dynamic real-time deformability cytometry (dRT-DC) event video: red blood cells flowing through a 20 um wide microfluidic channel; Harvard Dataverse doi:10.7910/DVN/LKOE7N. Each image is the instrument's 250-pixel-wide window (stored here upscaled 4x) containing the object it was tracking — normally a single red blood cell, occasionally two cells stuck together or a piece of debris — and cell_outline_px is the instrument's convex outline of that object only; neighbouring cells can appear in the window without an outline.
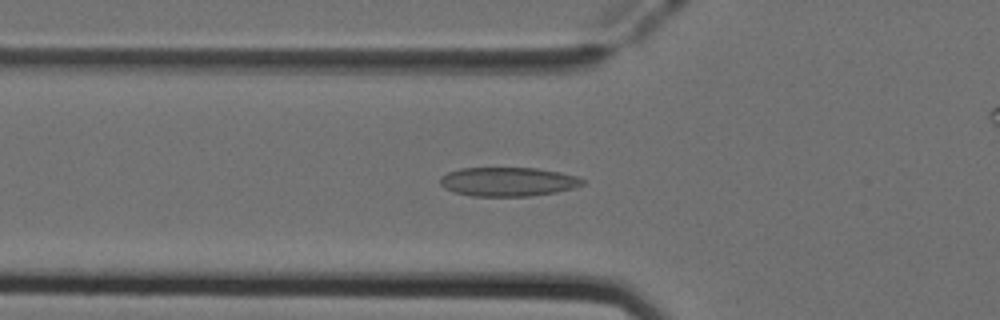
{"species": "Egyptian fruit bat (a non-hibernating species)", "species_latin": "Rousettus aegyptiacus", "temperature_condition": "cold", "stored_images_in_passage": 45, "camera_frame_rate_fps": 3000, "um_per_image_px": 0.085, "animal": {"sex": "female"}, "frame": {"image": 1, "passage_image": 17, "time_ms": 5.333, "image_size_px": [1000, 320], "cell_outline_px": [[584, 184], [572, 188], [556, 192], [532, 196], [472, 196], [456, 192], [444, 188], [440, 184], [440, 176], [448, 172], [460, 168], [536, 168], [560, 172], [576, 176], [584, 180]], "centroid_in_image_um": [43.16, 15.44], "position_along_channel_um": 82.6, "area_um2": 24.04}}
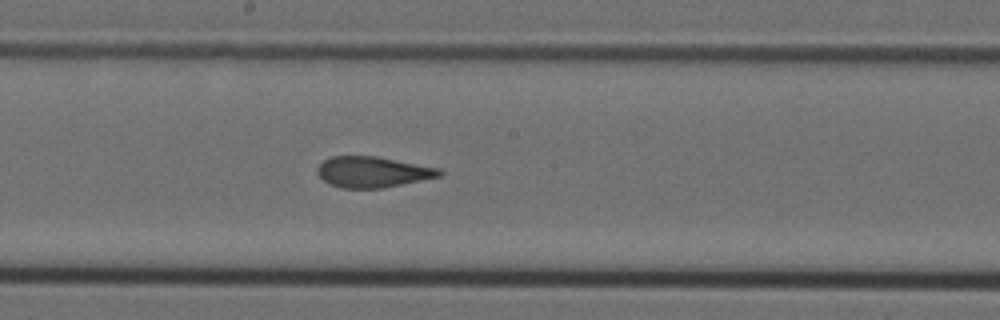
{"frame": {"image": 2, "passage_image": 27, "time_ms": 8.667, "image_size_px": [1000, 320], "cell_outline_px": [[444, 172], [440, 176], [384, 188], [340, 188], [328, 184], [316, 172], [316, 168], [324, 160], [332, 156], [376, 156], [440, 168]], "centroid_in_image_um": [31.67, 14.62], "position_along_channel_um": 216.5, "area_um2": 21.96}}
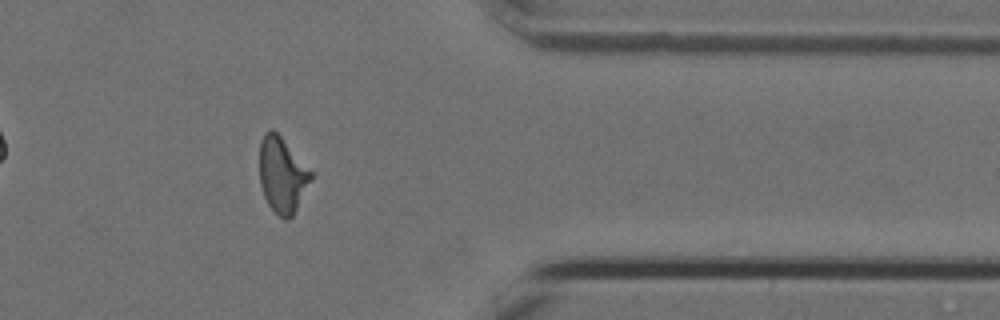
{"frame": {"image": 3, "passage_image": 41, "time_ms": 13.333, "image_size_px": [1000, 320], "cell_outline_px": [[312, 176], [292, 216], [288, 220], [284, 220], [268, 204], [264, 196], [260, 184], [260, 140], [264, 132], [272, 128], [280, 136], [312, 172]], "centroid_in_image_um": [23.95, 14.85], "position_along_channel_um": 387.5, "area_um2": 22.08}, "authors_computed_cell_mechanics": {"area_um2": 22.9466, "velocity_mm_per_s": 3.9889, "shape_relaxation_time_tau1_ms": 11.1464, "shape_relaxation_time_tau2_ms": 1.5045, "deformation_change_tau1": 0.2383, "deformation_change_tau2": 0.0877}}